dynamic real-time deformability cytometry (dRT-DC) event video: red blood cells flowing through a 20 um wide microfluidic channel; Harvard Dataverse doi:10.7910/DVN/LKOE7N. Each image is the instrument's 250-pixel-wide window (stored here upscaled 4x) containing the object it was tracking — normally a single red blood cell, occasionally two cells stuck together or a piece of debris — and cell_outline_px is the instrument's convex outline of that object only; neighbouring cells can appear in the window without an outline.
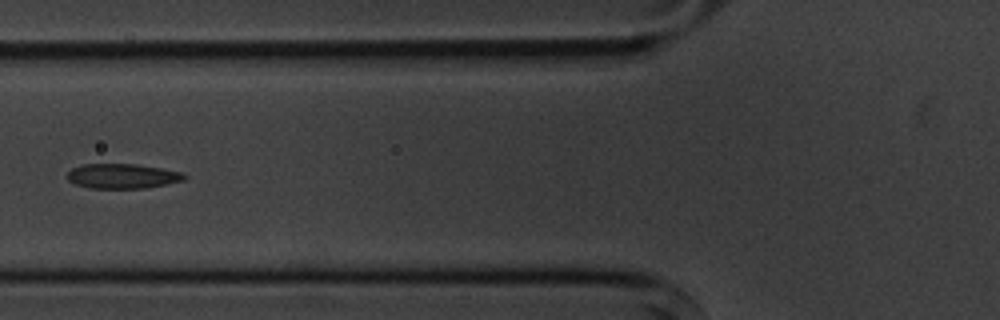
{"species": "common noctule bat (a hibernating species)", "species_latin": "Nyctalus noctula", "temperature_condition": "cold", "stored_images_in_passage": 8, "camera_frame_rate_fps": 3000, "um_per_image_px": 0.085, "animal": {"sex": "male", "body_mass_g": 20.1, "forearm_length_mm": 53.5}, "frame": {"image": 1, "passage_image": 6, "time_ms": 6.0, "image_size_px": [1000, 320], "cell_outline_px": [[188, 176], [184, 180], [144, 188], [88, 188], [76, 184], [68, 180], [68, 172], [72, 168], [84, 164], [136, 164], [184, 172]], "centroid_in_image_um": [10.42, 14.96], "position_along_channel_um": 115.4, "area_um2": 16.82}}
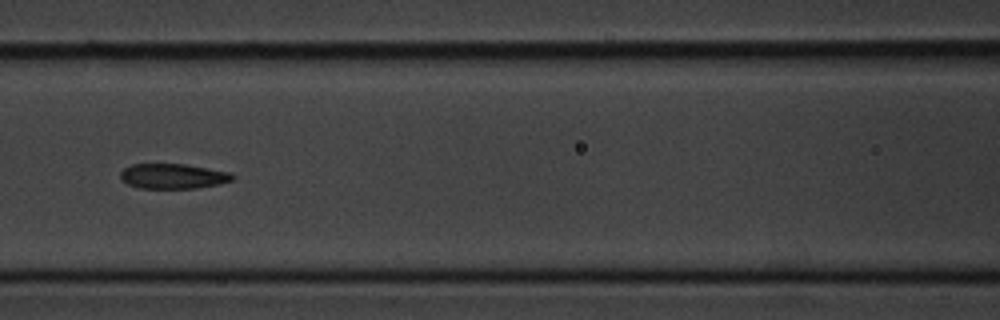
{"frame": {"image": 2, "passage_image": 7, "time_ms": 7.0, "image_size_px": [1000, 320], "cell_outline_px": [[236, 176], [232, 180], [216, 184], [196, 188], [140, 188], [128, 184], [120, 180], [120, 172], [124, 168], [132, 164], [184, 164], [232, 172]], "centroid_in_image_um": [14.69, 14.97], "position_along_channel_um": 151.9, "area_um2": 16.36}}
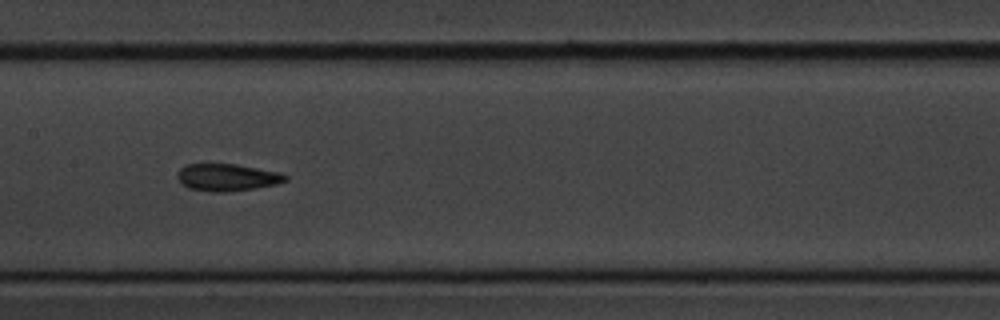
{"frame": {"image": 3, "passage_image": 8, "time_ms": 8.0, "image_size_px": [1000, 320], "cell_outline_px": [[288, 180], [276, 184], [252, 188], [224, 192], [212, 192], [188, 188], [176, 176], [176, 172], [180, 168], [188, 164], [236, 164], [280, 172], [288, 176]], "centroid_in_image_um": [19.3, 15.07], "position_along_channel_um": 188.1, "area_um2": 16.99}}